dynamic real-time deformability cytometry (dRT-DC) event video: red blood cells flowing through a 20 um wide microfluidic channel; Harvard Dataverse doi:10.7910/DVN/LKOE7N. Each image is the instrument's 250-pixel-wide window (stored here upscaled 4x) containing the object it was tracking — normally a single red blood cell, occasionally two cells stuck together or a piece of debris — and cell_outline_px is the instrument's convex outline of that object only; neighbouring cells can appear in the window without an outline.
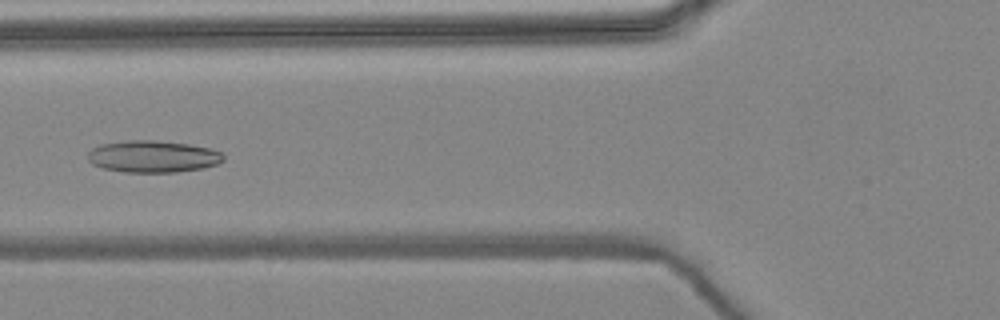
{"species": "common noctule bat (a hibernating species)", "species_latin": "Nyctalus noctula", "temperature_condition": "warm", "stored_images_in_passage": 8, "camera_frame_rate_fps": 3000, "um_per_image_px": 0.085, "animal": {"sex": "female", "body_mass_g": 24.6, "forearm_length_mm": 56.2}, "frame": {"image": 1, "passage_image": 5, "time_ms": 1.333, "image_size_px": [1000, 320], "cell_outline_px": [[224, 160], [216, 164], [204, 168], [176, 172], [124, 172], [104, 168], [92, 164], [88, 160], [88, 152], [92, 148], [100, 144], [128, 140], [152, 140], [188, 144], [208, 148], [220, 152], [224, 156]], "centroid_in_image_um": [12.97, 13.3], "position_along_channel_um": 112.8, "area_um2": 25.14}}
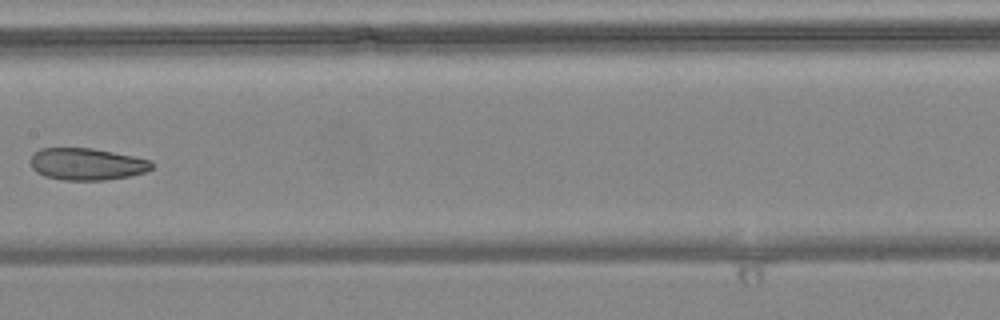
{"frame": {"image": 2, "passage_image": 7, "time_ms": 2.0, "image_size_px": [1000, 320], "cell_outline_px": [[152, 168], [148, 172], [128, 176], [104, 180], [64, 180], [44, 176], [36, 172], [32, 168], [32, 156], [40, 148], [92, 148], [152, 160]], "centroid_in_image_um": [7.4, 13.95], "position_along_channel_um": 200.0, "area_um2": 22.48}}
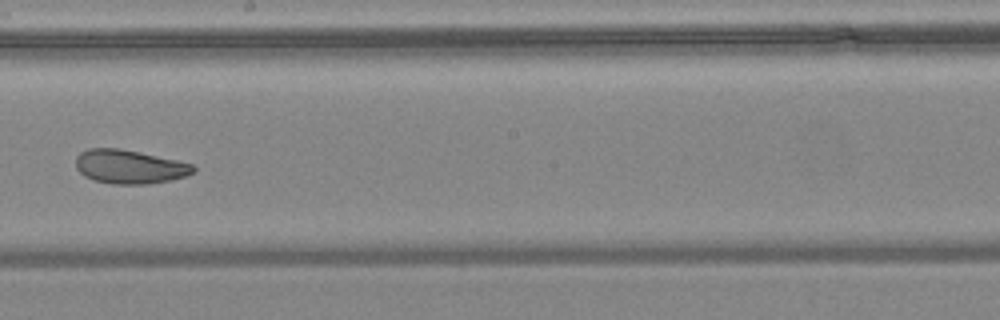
{"frame": {"image": 3, "passage_image": 8, "time_ms": 2.333, "image_size_px": [1000, 320], "cell_outline_px": [[196, 172], [188, 176], [148, 184], [112, 184], [92, 180], [84, 176], [76, 168], [76, 156], [80, 152], [88, 148], [120, 148], [176, 160], [192, 164], [196, 168]], "centroid_in_image_um": [11.0, 14.17], "position_along_channel_um": 237.2, "area_um2": 23.29}}